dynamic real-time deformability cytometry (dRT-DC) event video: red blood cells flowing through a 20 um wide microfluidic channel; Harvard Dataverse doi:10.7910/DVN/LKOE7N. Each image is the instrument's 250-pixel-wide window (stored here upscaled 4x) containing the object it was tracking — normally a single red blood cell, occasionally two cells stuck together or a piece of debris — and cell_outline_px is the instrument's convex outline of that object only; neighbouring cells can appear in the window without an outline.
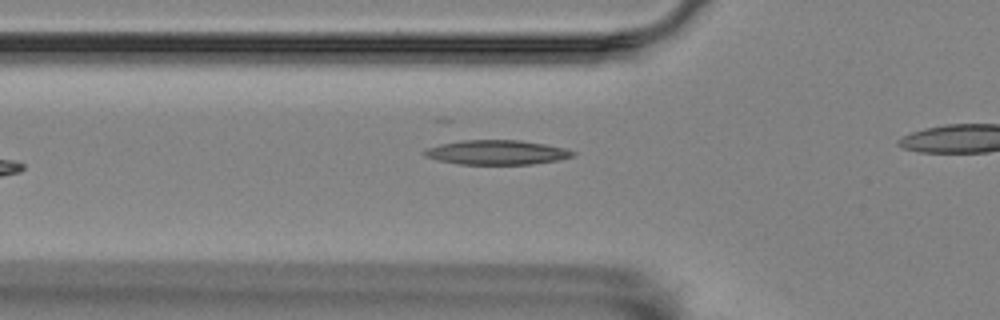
{"species": "Egyptian fruit bat (a non-hibernating species)", "species_latin": "Rousettus aegyptiacus", "temperature_condition": "room temperature", "stored_images_in_passage": 3, "camera_frame_rate_fps": 3000, "um_per_image_px": 0.085, "animal": {"sex": "female"}, "frame": {"image": 1, "passage_image": 2, "time_ms": 0.333, "image_size_px": [1000, 320], "cell_outline_px": [[576, 156], [556, 160], [532, 164], [460, 164], [436, 160], [424, 156], [420, 152], [424, 148], [440, 144], [460, 140], [520, 140], [544, 144], [564, 148], [576, 152]], "centroid_in_image_um": [42.16, 12.95], "position_along_channel_um": 83.6, "area_um2": 21.33}}